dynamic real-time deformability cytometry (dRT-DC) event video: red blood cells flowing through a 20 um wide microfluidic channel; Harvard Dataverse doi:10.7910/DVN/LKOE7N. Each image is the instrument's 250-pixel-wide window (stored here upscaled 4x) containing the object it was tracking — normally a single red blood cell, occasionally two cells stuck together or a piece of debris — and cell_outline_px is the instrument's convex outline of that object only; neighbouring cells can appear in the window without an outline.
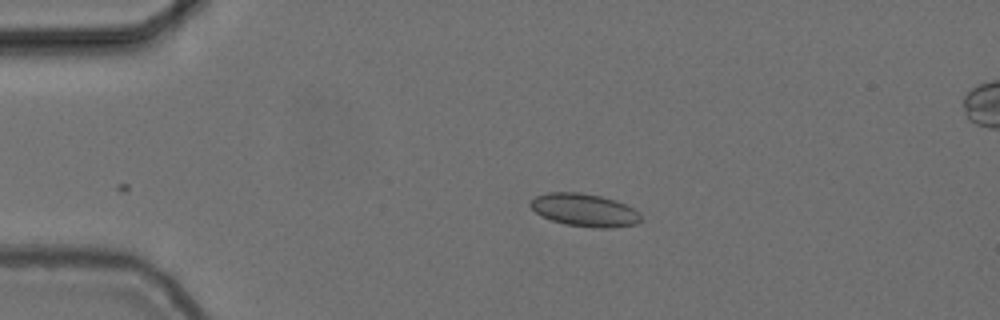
{"species": "common noctule bat (a hibernating species)", "species_latin": "Nyctalus noctula", "temperature_condition": "cold", "stored_images_in_passage": 36, "camera_frame_rate_fps": 3000, "um_per_image_px": 0.085, "animal": {"sex": "female", "body_mass_g": 24.6, "forearm_length_mm": 56.2}, "frame": {"image": 1, "passage_image": 1, "time_ms": 0.0, "image_size_px": [1000, 320], "cell_outline_px": [[640, 220], [636, 224], [612, 228], [592, 228], [564, 224], [540, 216], [528, 204], [536, 196], [548, 192], [580, 192], [600, 196], [616, 200], [640, 212]], "centroid_in_image_um": [49.67, 17.86], "position_along_channel_um": 35.3, "area_um2": 21.21}}
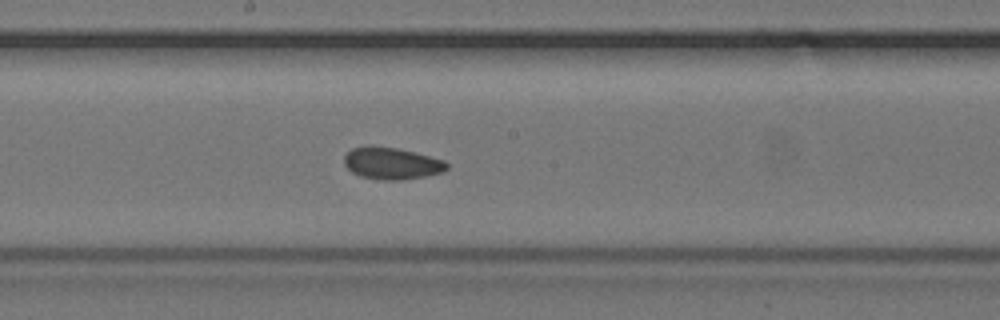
{"frame": {"image": 2, "passage_image": 19, "time_ms": 6.0, "image_size_px": [1000, 320], "cell_outline_px": [[448, 168], [444, 172], [404, 180], [380, 180], [360, 176], [352, 172], [344, 164], [344, 156], [352, 148], [368, 144], [372, 144], [396, 148], [444, 160], [448, 164]], "centroid_in_image_um": [33.26, 13.88], "position_along_channel_um": 214.9, "area_um2": 19.25}}
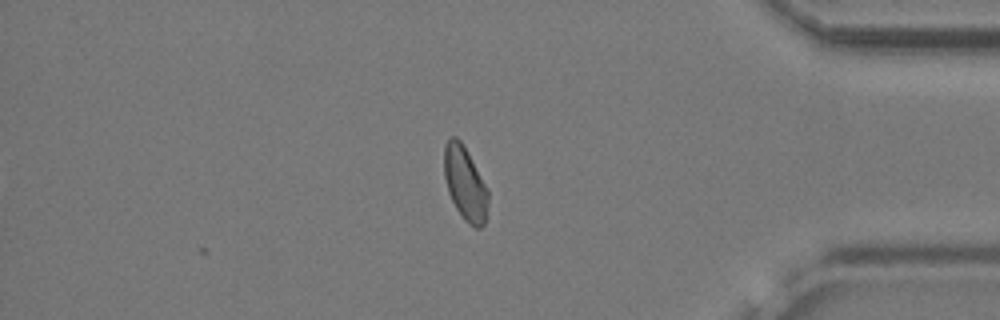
{"frame": {"image": 3, "passage_image": 36, "time_ms": 11.667, "image_size_px": [1000, 320], "cell_outline_px": [[488, 204], [484, 224], [480, 228], [476, 228], [468, 224], [464, 220], [456, 208], [448, 192], [444, 176], [444, 144], [452, 136], [456, 136], [460, 140], [488, 188]], "centroid_in_image_um": [39.53, 15.61], "position_along_channel_um": 395.7, "area_um2": 18.84}, "authors_computed_cell_mechanics": {"area_um2": 19.2474, "velocity_mm_per_s": 3.7046, "shape_relaxation_time_tau1_ms": null, "shape_relaxation_time_tau2_ms": 2.1963, "deformation_change_tau1": null, "deformation_change_tau2": 0.072}}